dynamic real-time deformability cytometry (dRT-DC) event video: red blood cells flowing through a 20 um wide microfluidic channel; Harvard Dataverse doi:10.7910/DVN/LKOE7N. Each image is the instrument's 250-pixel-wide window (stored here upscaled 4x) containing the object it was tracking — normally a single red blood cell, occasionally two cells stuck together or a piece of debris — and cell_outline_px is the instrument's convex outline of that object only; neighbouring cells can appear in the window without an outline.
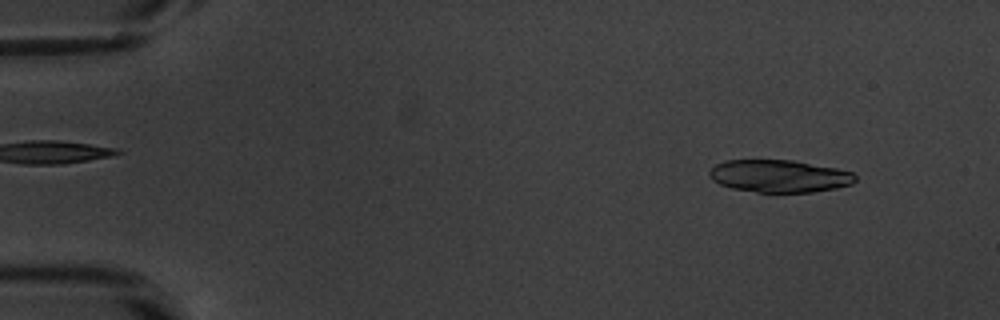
{"species": "common noctule bat (a hibernating species)", "species_latin": "Nyctalus noctula", "temperature_condition": "warm", "stored_images_in_passage": 16, "camera_frame_rate_fps": 3000, "um_per_image_px": 0.085, "animal": {"sex": "male", "body_mass_g": 20.1, "forearm_length_mm": 53.5}, "frame": {"image": 1, "passage_image": 5, "time_ms": 1.333, "image_size_px": [1000, 320], "cell_outline_px": [[856, 180], [852, 184], [836, 188], [812, 192], [756, 192], [732, 188], [720, 184], [712, 180], [708, 176], [708, 172], [716, 164], [724, 160], [792, 160], [836, 168], [852, 172], [856, 176]], "centroid_in_image_um": [66.22, 14.96], "position_along_channel_um": 18.8, "area_um2": 27.63}}